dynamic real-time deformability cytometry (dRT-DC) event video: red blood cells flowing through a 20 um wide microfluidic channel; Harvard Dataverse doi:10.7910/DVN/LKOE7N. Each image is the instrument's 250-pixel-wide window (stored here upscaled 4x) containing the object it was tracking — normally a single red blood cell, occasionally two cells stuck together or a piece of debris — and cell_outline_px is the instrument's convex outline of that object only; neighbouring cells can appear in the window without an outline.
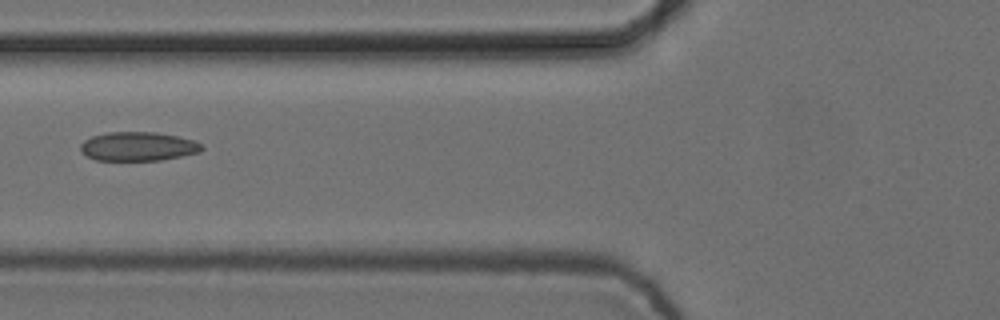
{"species": "common noctule bat (a hibernating species)", "species_latin": "Nyctalus noctula", "temperature_condition": "cold", "stored_images_in_passage": 7, "camera_frame_rate_fps": 3000, "um_per_image_px": 0.085, "animal": {"sex": "female", "body_mass_g": 24.6, "forearm_length_mm": 56.2}, "frame": {"image": 1, "passage_image": 7, "time_ms": 2.0, "image_size_px": [1000, 320], "cell_outline_px": [[204, 148], [200, 152], [160, 160], [96, 160], [80, 152], [80, 144], [84, 140], [92, 136], [108, 132], [156, 132], [176, 136], [192, 140], [204, 144]], "centroid_in_image_um": [11.73, 12.44], "position_along_channel_um": 114.1, "area_um2": 20.46}}